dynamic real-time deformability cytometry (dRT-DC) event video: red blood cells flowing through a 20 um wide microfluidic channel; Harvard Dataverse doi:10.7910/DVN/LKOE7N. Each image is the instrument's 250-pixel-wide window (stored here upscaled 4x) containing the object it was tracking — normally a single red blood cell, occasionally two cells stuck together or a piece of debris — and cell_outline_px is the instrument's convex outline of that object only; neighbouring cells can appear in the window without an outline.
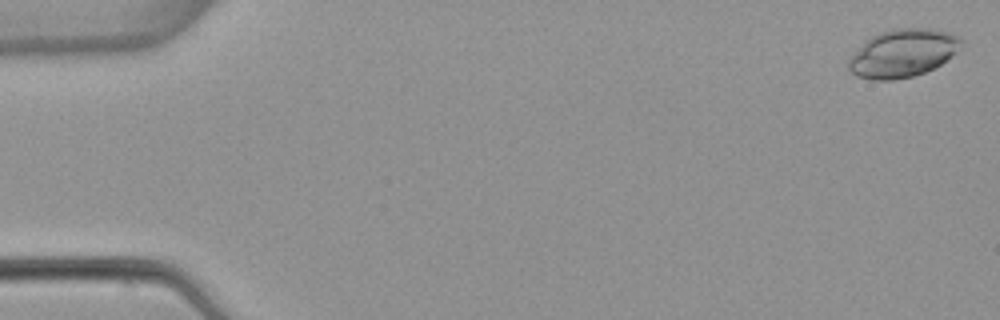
{"species": "common noctule bat (a hibernating species)", "species_latin": "Nyctalus noctula", "temperature_condition": "warm", "stored_images_in_passage": 5, "camera_frame_rate_fps": 3000, "um_per_image_px": 0.085, "animal": {"sex": "female", "body_mass_g": 22.7, "forearm_length_mm": 54.2}, "frame": {"image": 1, "passage_image": 1, "time_ms": 0.0, "image_size_px": [1000, 320], "cell_outline_px": [[964, 40], [956, 52], [940, 64], [924, 72], [912, 76], [892, 80], [872, 80], [856, 76], [848, 68], [848, 56], [872, 36], [880, 32], [892, 28], [928, 28], [948, 32], [960, 36]], "centroid_in_image_um": [76.71, 4.51], "position_along_channel_um": 8.3, "area_um2": 31.44}}
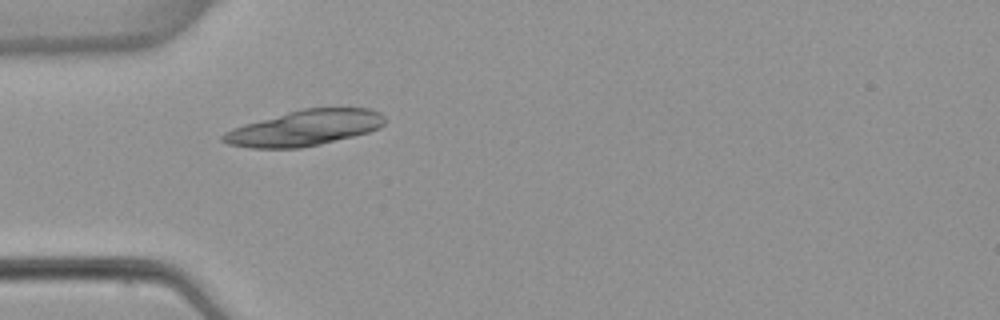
{"frame": {"image": 2, "passage_image": 5, "time_ms": 5.0, "image_size_px": [1000, 320], "cell_outline_px": [[388, 120], [380, 128], [368, 132], [320, 144], [300, 148], [252, 148], [228, 144], [220, 140], [220, 136], [224, 132], [232, 128], [244, 124], [288, 112], [304, 108], [368, 108], [380, 112]], "centroid_in_image_um": [25.9, 10.88], "position_along_channel_um": 59.1, "area_um2": 33.52}}